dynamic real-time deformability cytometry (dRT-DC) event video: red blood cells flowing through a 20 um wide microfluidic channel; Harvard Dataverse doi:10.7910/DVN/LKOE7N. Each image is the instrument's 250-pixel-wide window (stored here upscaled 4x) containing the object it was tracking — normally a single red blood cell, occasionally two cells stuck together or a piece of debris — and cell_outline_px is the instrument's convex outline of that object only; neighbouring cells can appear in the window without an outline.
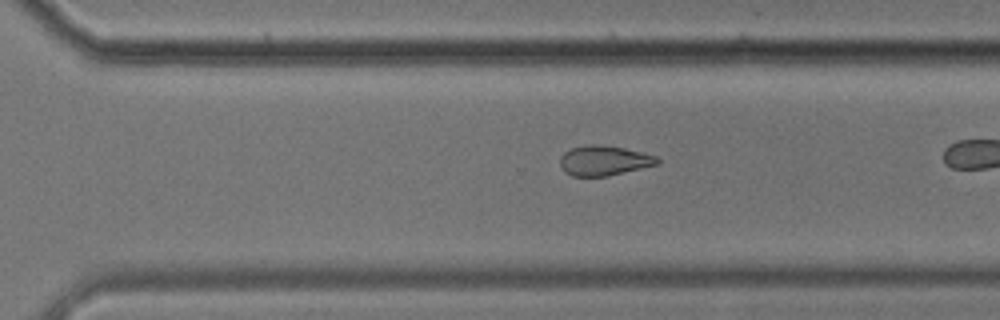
{"species": "common noctule bat (a hibernating species)", "species_latin": "Nyctalus noctula", "temperature_condition": "cold", "stored_images_in_passage": 38, "camera_frame_rate_fps": 3000, "um_per_image_px": 0.085, "animal": {"sex": "male", "body_mass_g": 17.9}, "frame": {"image": 1, "passage_image": 33, "time_ms": 10.667, "image_size_px": [1000, 320], "cell_outline_px": [[660, 164], [608, 176], [572, 176], [564, 172], [560, 164], [560, 156], [564, 152], [572, 148], [592, 144], [596, 144], [624, 148], [656, 156], [660, 160]], "centroid_in_image_um": [51.34, 13.66], "position_along_channel_um": 319.3, "area_um2": 16.94}}